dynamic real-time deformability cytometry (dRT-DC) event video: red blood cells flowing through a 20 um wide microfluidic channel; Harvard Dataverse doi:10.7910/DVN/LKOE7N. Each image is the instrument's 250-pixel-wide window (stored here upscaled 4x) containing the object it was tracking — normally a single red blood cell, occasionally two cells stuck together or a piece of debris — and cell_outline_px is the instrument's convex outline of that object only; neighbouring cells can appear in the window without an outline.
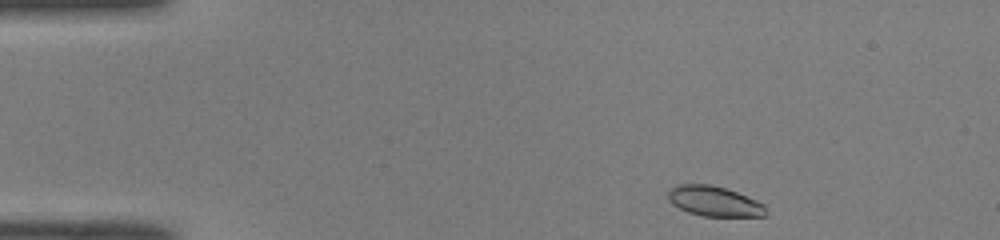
{"species": "common noctule bat (a hibernating species)", "species_latin": "Nyctalus noctula", "temperature_condition": "room temperature", "stored_images_in_passage": 43, "camera_frame_rate_fps": 3000, "um_per_image_px": 0.085, "animal": {"sex": "male", "body_mass_g": 19.0, "forearm_length_mm": 50.8}, "frame": {"image": 1, "passage_image": 1, "time_ms": 0.0, "image_size_px": [1000, 240], "cell_outline_px": [[764, 216], [704, 216], [688, 212], [672, 204], [668, 200], [668, 192], [676, 184], [712, 184], [736, 192], [756, 200], [764, 204]], "centroid_in_image_um": [60.66, 17.09], "position_along_channel_um": 24.3, "area_um2": 16.94}}
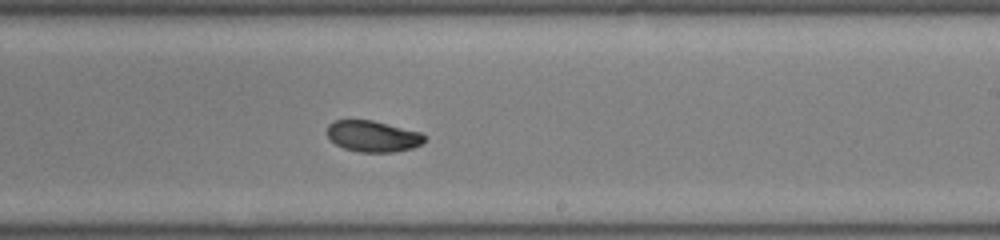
{"frame": {"image": 2, "passage_image": 24, "time_ms": 7.667, "image_size_px": [1000, 240], "cell_outline_px": [[424, 140], [420, 144], [412, 148], [392, 152], [360, 152], [344, 148], [336, 144], [328, 136], [328, 124], [336, 120], [372, 120], [420, 132], [424, 136]], "centroid_in_image_um": [31.68, 11.58], "position_along_channel_um": 257.3, "area_um2": 17.4}}
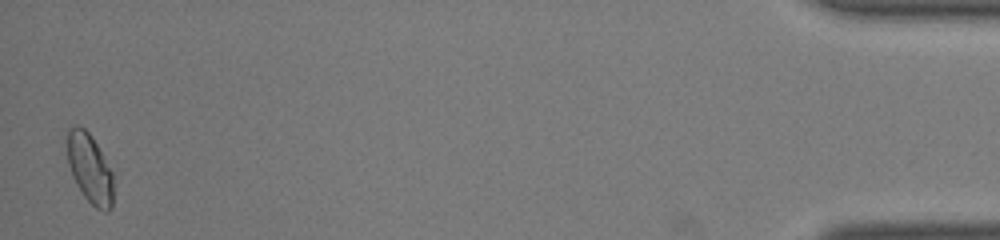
{"frame": {"image": 3, "passage_image": 43, "time_ms": 14.0, "image_size_px": [1000, 240], "cell_outline_px": [[112, 208], [108, 212], [104, 212], [96, 208], [84, 196], [76, 184], [72, 176], [68, 164], [68, 128], [76, 124], [84, 128], [92, 136], [112, 172]], "centroid_in_image_um": [7.62, 14.33], "position_along_channel_um": 427.6, "area_um2": 18.5}, "authors_computed_cell_mechanics": {"area_um2": 18.0336, "velocity_mm_per_s": 4.066, "shape_relaxation_time_tau1_ms": 4.5159, "shape_relaxation_time_tau2_ms": 2.8681, "deformation_change_tau1": 0.1073, "deformation_change_tau2": 0.0561}}